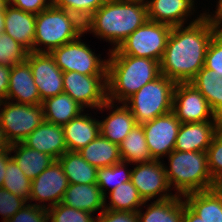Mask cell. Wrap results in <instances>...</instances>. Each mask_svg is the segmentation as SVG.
<instances>
[{"label": "cell", "instance_id": "obj_1", "mask_svg": "<svg viewBox=\"0 0 222 222\" xmlns=\"http://www.w3.org/2000/svg\"><path fill=\"white\" fill-rule=\"evenodd\" d=\"M197 16L186 27H172L160 61L161 74L175 83L190 82L204 67L208 45L217 33L203 13Z\"/></svg>", "mask_w": 222, "mask_h": 222}, {"label": "cell", "instance_id": "obj_2", "mask_svg": "<svg viewBox=\"0 0 222 222\" xmlns=\"http://www.w3.org/2000/svg\"><path fill=\"white\" fill-rule=\"evenodd\" d=\"M147 20L145 0H107L84 22V33L109 42L112 51Z\"/></svg>", "mask_w": 222, "mask_h": 222}, {"label": "cell", "instance_id": "obj_3", "mask_svg": "<svg viewBox=\"0 0 222 222\" xmlns=\"http://www.w3.org/2000/svg\"><path fill=\"white\" fill-rule=\"evenodd\" d=\"M107 100L125 103L145 84L161 75L160 62L132 55H108Z\"/></svg>", "mask_w": 222, "mask_h": 222}, {"label": "cell", "instance_id": "obj_4", "mask_svg": "<svg viewBox=\"0 0 222 222\" xmlns=\"http://www.w3.org/2000/svg\"><path fill=\"white\" fill-rule=\"evenodd\" d=\"M168 157V158H167ZM166 158L169 167L163 163L170 189L179 196L218 187L213 181L206 152L173 150Z\"/></svg>", "mask_w": 222, "mask_h": 222}, {"label": "cell", "instance_id": "obj_5", "mask_svg": "<svg viewBox=\"0 0 222 222\" xmlns=\"http://www.w3.org/2000/svg\"><path fill=\"white\" fill-rule=\"evenodd\" d=\"M83 33L84 22L77 15L52 5L36 14L33 52L51 53Z\"/></svg>", "mask_w": 222, "mask_h": 222}, {"label": "cell", "instance_id": "obj_6", "mask_svg": "<svg viewBox=\"0 0 222 222\" xmlns=\"http://www.w3.org/2000/svg\"><path fill=\"white\" fill-rule=\"evenodd\" d=\"M175 85L173 80L161 74L141 87L124 103L137 124H143L172 111Z\"/></svg>", "mask_w": 222, "mask_h": 222}, {"label": "cell", "instance_id": "obj_7", "mask_svg": "<svg viewBox=\"0 0 222 222\" xmlns=\"http://www.w3.org/2000/svg\"><path fill=\"white\" fill-rule=\"evenodd\" d=\"M172 27L147 20L108 55H132L161 61Z\"/></svg>", "mask_w": 222, "mask_h": 222}, {"label": "cell", "instance_id": "obj_8", "mask_svg": "<svg viewBox=\"0 0 222 222\" xmlns=\"http://www.w3.org/2000/svg\"><path fill=\"white\" fill-rule=\"evenodd\" d=\"M44 121L42 104L0 102V126L9 144L22 142Z\"/></svg>", "mask_w": 222, "mask_h": 222}, {"label": "cell", "instance_id": "obj_9", "mask_svg": "<svg viewBox=\"0 0 222 222\" xmlns=\"http://www.w3.org/2000/svg\"><path fill=\"white\" fill-rule=\"evenodd\" d=\"M80 35L77 39L57 47L50 54L56 65L63 72L75 71L83 75H107L108 59H102L95 50L83 42Z\"/></svg>", "mask_w": 222, "mask_h": 222}, {"label": "cell", "instance_id": "obj_10", "mask_svg": "<svg viewBox=\"0 0 222 222\" xmlns=\"http://www.w3.org/2000/svg\"><path fill=\"white\" fill-rule=\"evenodd\" d=\"M63 93L70 95L84 109L96 110L107 101V75L63 72Z\"/></svg>", "mask_w": 222, "mask_h": 222}, {"label": "cell", "instance_id": "obj_11", "mask_svg": "<svg viewBox=\"0 0 222 222\" xmlns=\"http://www.w3.org/2000/svg\"><path fill=\"white\" fill-rule=\"evenodd\" d=\"M172 111L181 123L222 121L214 114L206 98L190 82L176 83Z\"/></svg>", "mask_w": 222, "mask_h": 222}, {"label": "cell", "instance_id": "obj_12", "mask_svg": "<svg viewBox=\"0 0 222 222\" xmlns=\"http://www.w3.org/2000/svg\"><path fill=\"white\" fill-rule=\"evenodd\" d=\"M163 161L151 160L134 164L136 166L132 167L130 181L137 188L143 201L148 202L157 197L156 201H161L176 195L172 193L168 184Z\"/></svg>", "mask_w": 222, "mask_h": 222}, {"label": "cell", "instance_id": "obj_13", "mask_svg": "<svg viewBox=\"0 0 222 222\" xmlns=\"http://www.w3.org/2000/svg\"><path fill=\"white\" fill-rule=\"evenodd\" d=\"M68 186V178L64 174L63 167L58 160H55L32 180L29 202L31 204L35 201L36 206L49 209L62 202Z\"/></svg>", "mask_w": 222, "mask_h": 222}, {"label": "cell", "instance_id": "obj_14", "mask_svg": "<svg viewBox=\"0 0 222 222\" xmlns=\"http://www.w3.org/2000/svg\"><path fill=\"white\" fill-rule=\"evenodd\" d=\"M180 126L181 122L173 111L142 124L146 143L154 160H162L174 150Z\"/></svg>", "mask_w": 222, "mask_h": 222}, {"label": "cell", "instance_id": "obj_15", "mask_svg": "<svg viewBox=\"0 0 222 222\" xmlns=\"http://www.w3.org/2000/svg\"><path fill=\"white\" fill-rule=\"evenodd\" d=\"M26 61L42 101L63 93V71L50 53L29 52Z\"/></svg>", "mask_w": 222, "mask_h": 222}, {"label": "cell", "instance_id": "obj_16", "mask_svg": "<svg viewBox=\"0 0 222 222\" xmlns=\"http://www.w3.org/2000/svg\"><path fill=\"white\" fill-rule=\"evenodd\" d=\"M114 102L106 101L97 111L110 110L107 117L99 120L100 134L112 143L120 145L124 138L137 125L130 109L124 104L117 106Z\"/></svg>", "mask_w": 222, "mask_h": 222}, {"label": "cell", "instance_id": "obj_17", "mask_svg": "<svg viewBox=\"0 0 222 222\" xmlns=\"http://www.w3.org/2000/svg\"><path fill=\"white\" fill-rule=\"evenodd\" d=\"M222 121L181 123L174 150L206 152Z\"/></svg>", "mask_w": 222, "mask_h": 222}, {"label": "cell", "instance_id": "obj_18", "mask_svg": "<svg viewBox=\"0 0 222 222\" xmlns=\"http://www.w3.org/2000/svg\"><path fill=\"white\" fill-rule=\"evenodd\" d=\"M196 0H145L148 20L176 27L185 25L196 11Z\"/></svg>", "mask_w": 222, "mask_h": 222}, {"label": "cell", "instance_id": "obj_19", "mask_svg": "<svg viewBox=\"0 0 222 222\" xmlns=\"http://www.w3.org/2000/svg\"><path fill=\"white\" fill-rule=\"evenodd\" d=\"M22 143L27 147L50 155L58 160L68 151L63 126L43 121Z\"/></svg>", "mask_w": 222, "mask_h": 222}, {"label": "cell", "instance_id": "obj_20", "mask_svg": "<svg viewBox=\"0 0 222 222\" xmlns=\"http://www.w3.org/2000/svg\"><path fill=\"white\" fill-rule=\"evenodd\" d=\"M6 100L29 105L42 104L30 64L27 61L11 67Z\"/></svg>", "mask_w": 222, "mask_h": 222}, {"label": "cell", "instance_id": "obj_21", "mask_svg": "<svg viewBox=\"0 0 222 222\" xmlns=\"http://www.w3.org/2000/svg\"><path fill=\"white\" fill-rule=\"evenodd\" d=\"M4 33L24 46L29 52H33L36 14L25 12L12 6L5 7Z\"/></svg>", "mask_w": 222, "mask_h": 222}, {"label": "cell", "instance_id": "obj_22", "mask_svg": "<svg viewBox=\"0 0 222 222\" xmlns=\"http://www.w3.org/2000/svg\"><path fill=\"white\" fill-rule=\"evenodd\" d=\"M61 203L93 215L105 209V197L97 183L69 184Z\"/></svg>", "mask_w": 222, "mask_h": 222}, {"label": "cell", "instance_id": "obj_23", "mask_svg": "<svg viewBox=\"0 0 222 222\" xmlns=\"http://www.w3.org/2000/svg\"><path fill=\"white\" fill-rule=\"evenodd\" d=\"M89 115L82 112L63 125L68 151L81 150L100 134L99 119Z\"/></svg>", "mask_w": 222, "mask_h": 222}, {"label": "cell", "instance_id": "obj_24", "mask_svg": "<svg viewBox=\"0 0 222 222\" xmlns=\"http://www.w3.org/2000/svg\"><path fill=\"white\" fill-rule=\"evenodd\" d=\"M186 205L203 222H222V186L207 191H199L183 196Z\"/></svg>", "mask_w": 222, "mask_h": 222}, {"label": "cell", "instance_id": "obj_25", "mask_svg": "<svg viewBox=\"0 0 222 222\" xmlns=\"http://www.w3.org/2000/svg\"><path fill=\"white\" fill-rule=\"evenodd\" d=\"M143 207L146 211L142 213V208L137 211L138 222H182L184 213L183 196L175 195L166 200L150 202Z\"/></svg>", "mask_w": 222, "mask_h": 222}, {"label": "cell", "instance_id": "obj_26", "mask_svg": "<svg viewBox=\"0 0 222 222\" xmlns=\"http://www.w3.org/2000/svg\"><path fill=\"white\" fill-rule=\"evenodd\" d=\"M44 121L63 126L86 111L70 95L58 94L42 101Z\"/></svg>", "mask_w": 222, "mask_h": 222}, {"label": "cell", "instance_id": "obj_27", "mask_svg": "<svg viewBox=\"0 0 222 222\" xmlns=\"http://www.w3.org/2000/svg\"><path fill=\"white\" fill-rule=\"evenodd\" d=\"M11 158L17 163L27 178L33 180L55 159L48 154L31 149L22 142L10 145Z\"/></svg>", "mask_w": 222, "mask_h": 222}, {"label": "cell", "instance_id": "obj_28", "mask_svg": "<svg viewBox=\"0 0 222 222\" xmlns=\"http://www.w3.org/2000/svg\"><path fill=\"white\" fill-rule=\"evenodd\" d=\"M78 152L97 169L109 167L122 161L119 145L112 143L101 134Z\"/></svg>", "mask_w": 222, "mask_h": 222}, {"label": "cell", "instance_id": "obj_29", "mask_svg": "<svg viewBox=\"0 0 222 222\" xmlns=\"http://www.w3.org/2000/svg\"><path fill=\"white\" fill-rule=\"evenodd\" d=\"M190 83L206 98L214 114L222 120V77L204 66Z\"/></svg>", "mask_w": 222, "mask_h": 222}, {"label": "cell", "instance_id": "obj_30", "mask_svg": "<svg viewBox=\"0 0 222 222\" xmlns=\"http://www.w3.org/2000/svg\"><path fill=\"white\" fill-rule=\"evenodd\" d=\"M58 161L63 167L69 184H93L97 182V168L89 164L78 151H66Z\"/></svg>", "mask_w": 222, "mask_h": 222}, {"label": "cell", "instance_id": "obj_31", "mask_svg": "<svg viewBox=\"0 0 222 222\" xmlns=\"http://www.w3.org/2000/svg\"><path fill=\"white\" fill-rule=\"evenodd\" d=\"M121 160L130 165L149 162L151 157L142 124H137L119 145Z\"/></svg>", "mask_w": 222, "mask_h": 222}, {"label": "cell", "instance_id": "obj_32", "mask_svg": "<svg viewBox=\"0 0 222 222\" xmlns=\"http://www.w3.org/2000/svg\"><path fill=\"white\" fill-rule=\"evenodd\" d=\"M108 194L109 196H105V209L137 212L144 203L131 181L122 183ZM107 197H109L108 204L106 203Z\"/></svg>", "mask_w": 222, "mask_h": 222}, {"label": "cell", "instance_id": "obj_33", "mask_svg": "<svg viewBox=\"0 0 222 222\" xmlns=\"http://www.w3.org/2000/svg\"><path fill=\"white\" fill-rule=\"evenodd\" d=\"M128 164V162L121 161L112 166L99 168L97 170L96 183L104 197L108 195L107 190L111 192L122 183L130 181L132 169H127Z\"/></svg>", "mask_w": 222, "mask_h": 222}, {"label": "cell", "instance_id": "obj_34", "mask_svg": "<svg viewBox=\"0 0 222 222\" xmlns=\"http://www.w3.org/2000/svg\"><path fill=\"white\" fill-rule=\"evenodd\" d=\"M32 180L26 177L17 163L11 158L6 166L2 188L29 203Z\"/></svg>", "mask_w": 222, "mask_h": 222}, {"label": "cell", "instance_id": "obj_35", "mask_svg": "<svg viewBox=\"0 0 222 222\" xmlns=\"http://www.w3.org/2000/svg\"><path fill=\"white\" fill-rule=\"evenodd\" d=\"M29 51L6 33L0 34V64L13 66L27 60Z\"/></svg>", "mask_w": 222, "mask_h": 222}, {"label": "cell", "instance_id": "obj_36", "mask_svg": "<svg viewBox=\"0 0 222 222\" xmlns=\"http://www.w3.org/2000/svg\"><path fill=\"white\" fill-rule=\"evenodd\" d=\"M107 0H53V5L77 15L85 22Z\"/></svg>", "mask_w": 222, "mask_h": 222}, {"label": "cell", "instance_id": "obj_37", "mask_svg": "<svg viewBox=\"0 0 222 222\" xmlns=\"http://www.w3.org/2000/svg\"><path fill=\"white\" fill-rule=\"evenodd\" d=\"M48 222H95V216L86 211L76 210L61 202L47 209Z\"/></svg>", "mask_w": 222, "mask_h": 222}, {"label": "cell", "instance_id": "obj_38", "mask_svg": "<svg viewBox=\"0 0 222 222\" xmlns=\"http://www.w3.org/2000/svg\"><path fill=\"white\" fill-rule=\"evenodd\" d=\"M206 153L211 177L218 186H222V127L213 137Z\"/></svg>", "mask_w": 222, "mask_h": 222}, {"label": "cell", "instance_id": "obj_39", "mask_svg": "<svg viewBox=\"0 0 222 222\" xmlns=\"http://www.w3.org/2000/svg\"><path fill=\"white\" fill-rule=\"evenodd\" d=\"M204 66L222 77V32H217L211 39Z\"/></svg>", "mask_w": 222, "mask_h": 222}, {"label": "cell", "instance_id": "obj_40", "mask_svg": "<svg viewBox=\"0 0 222 222\" xmlns=\"http://www.w3.org/2000/svg\"><path fill=\"white\" fill-rule=\"evenodd\" d=\"M27 201L13 193L0 188V215L2 220H7L27 205Z\"/></svg>", "mask_w": 222, "mask_h": 222}, {"label": "cell", "instance_id": "obj_41", "mask_svg": "<svg viewBox=\"0 0 222 222\" xmlns=\"http://www.w3.org/2000/svg\"><path fill=\"white\" fill-rule=\"evenodd\" d=\"M3 222H48L47 209L29 203Z\"/></svg>", "mask_w": 222, "mask_h": 222}, {"label": "cell", "instance_id": "obj_42", "mask_svg": "<svg viewBox=\"0 0 222 222\" xmlns=\"http://www.w3.org/2000/svg\"><path fill=\"white\" fill-rule=\"evenodd\" d=\"M95 222H138L137 212L104 209L95 217Z\"/></svg>", "mask_w": 222, "mask_h": 222}, {"label": "cell", "instance_id": "obj_43", "mask_svg": "<svg viewBox=\"0 0 222 222\" xmlns=\"http://www.w3.org/2000/svg\"><path fill=\"white\" fill-rule=\"evenodd\" d=\"M11 5L34 14H39L41 11L51 7L53 0H13Z\"/></svg>", "mask_w": 222, "mask_h": 222}, {"label": "cell", "instance_id": "obj_44", "mask_svg": "<svg viewBox=\"0 0 222 222\" xmlns=\"http://www.w3.org/2000/svg\"><path fill=\"white\" fill-rule=\"evenodd\" d=\"M216 3V10L213 11L214 13H209L210 10H208V12L205 10L203 11V17L216 32H222V0H218Z\"/></svg>", "mask_w": 222, "mask_h": 222}, {"label": "cell", "instance_id": "obj_45", "mask_svg": "<svg viewBox=\"0 0 222 222\" xmlns=\"http://www.w3.org/2000/svg\"><path fill=\"white\" fill-rule=\"evenodd\" d=\"M11 66L0 64V101H5L8 93Z\"/></svg>", "mask_w": 222, "mask_h": 222}, {"label": "cell", "instance_id": "obj_46", "mask_svg": "<svg viewBox=\"0 0 222 222\" xmlns=\"http://www.w3.org/2000/svg\"><path fill=\"white\" fill-rule=\"evenodd\" d=\"M11 159L10 149L0 150V188H2L8 161Z\"/></svg>", "mask_w": 222, "mask_h": 222}, {"label": "cell", "instance_id": "obj_47", "mask_svg": "<svg viewBox=\"0 0 222 222\" xmlns=\"http://www.w3.org/2000/svg\"><path fill=\"white\" fill-rule=\"evenodd\" d=\"M182 222H203L197 214H195L185 203L184 200V213Z\"/></svg>", "mask_w": 222, "mask_h": 222}, {"label": "cell", "instance_id": "obj_48", "mask_svg": "<svg viewBox=\"0 0 222 222\" xmlns=\"http://www.w3.org/2000/svg\"><path fill=\"white\" fill-rule=\"evenodd\" d=\"M2 149H10V144L5 137L4 130L0 126V150Z\"/></svg>", "mask_w": 222, "mask_h": 222}, {"label": "cell", "instance_id": "obj_49", "mask_svg": "<svg viewBox=\"0 0 222 222\" xmlns=\"http://www.w3.org/2000/svg\"><path fill=\"white\" fill-rule=\"evenodd\" d=\"M4 21H5V11H0V34L4 33L5 30Z\"/></svg>", "mask_w": 222, "mask_h": 222}, {"label": "cell", "instance_id": "obj_50", "mask_svg": "<svg viewBox=\"0 0 222 222\" xmlns=\"http://www.w3.org/2000/svg\"><path fill=\"white\" fill-rule=\"evenodd\" d=\"M6 3L2 0H0V11H5Z\"/></svg>", "mask_w": 222, "mask_h": 222}, {"label": "cell", "instance_id": "obj_51", "mask_svg": "<svg viewBox=\"0 0 222 222\" xmlns=\"http://www.w3.org/2000/svg\"><path fill=\"white\" fill-rule=\"evenodd\" d=\"M2 1H4V2L8 5V4H11V2H12L13 0H2Z\"/></svg>", "mask_w": 222, "mask_h": 222}]
</instances>
